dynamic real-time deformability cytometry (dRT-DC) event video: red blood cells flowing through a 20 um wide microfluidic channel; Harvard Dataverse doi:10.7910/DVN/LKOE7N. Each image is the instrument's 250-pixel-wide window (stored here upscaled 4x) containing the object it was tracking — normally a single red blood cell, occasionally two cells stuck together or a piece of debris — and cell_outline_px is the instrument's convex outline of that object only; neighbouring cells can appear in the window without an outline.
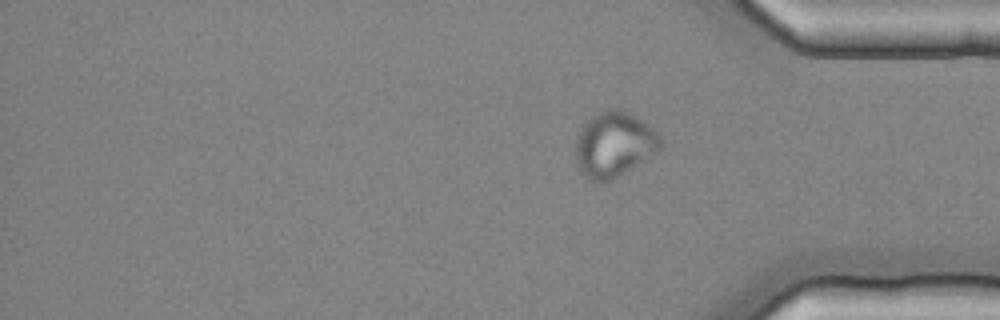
{"species": "common noctule bat (a hibernating species)", "species_latin": "Nyctalus noctula", "temperature_condition": "cold", "stored_images_in_passage": 13, "segment_of_instrument_passage": [2, 2], "camera_frame_rate_fps": 3000, "um_per_image_px": 0.085, "animal": {"sex": "female", "body_mass_g": 25.1}, "frame": {"image": 1, "passage_image": 13, "time_ms": 4.0, "image_size_px": [1000, 320], "cell_outline_px": [[660, 152], [612, 180], [592, 180], [584, 176], [580, 172], [576, 160], [576, 140], [580, 128], [592, 116], [600, 112], [612, 108], [620, 108], [628, 112], [648, 124], [656, 132], [660, 140]], "centroid_in_image_um": [52.2, 12.28], "position_along_channel_um": 383.0, "area_um2": 32.14}}